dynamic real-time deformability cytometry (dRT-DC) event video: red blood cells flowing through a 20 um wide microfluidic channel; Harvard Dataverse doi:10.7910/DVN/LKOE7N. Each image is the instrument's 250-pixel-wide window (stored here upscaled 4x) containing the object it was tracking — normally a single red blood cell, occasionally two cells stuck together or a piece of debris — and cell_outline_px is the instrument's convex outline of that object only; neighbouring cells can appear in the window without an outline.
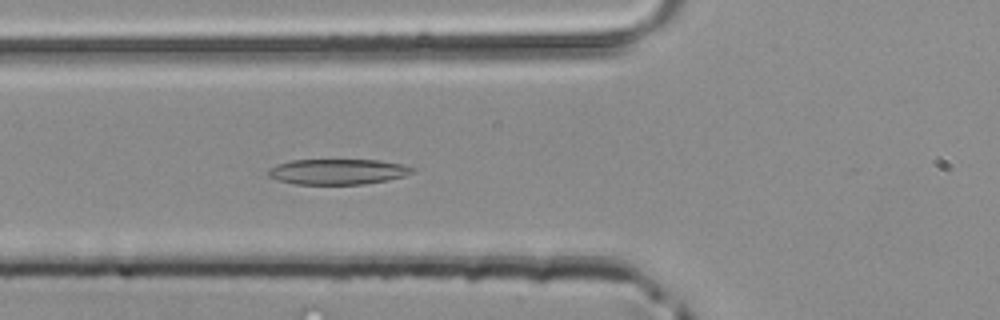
{"species": "common noctule bat (a hibernating species)", "species_latin": "Nyctalus noctula", "temperature_condition": "room temperature", "stored_images_in_passage": 21, "camera_frame_rate_fps": 3000, "um_per_image_px": 0.085, "animal": {"sex": "male", "body_mass_g": 20.4}, "frame": {"image": 1, "passage_image": 12, "time_ms": 3.667, "image_size_px": [1000, 320], "cell_outline_px": [[416, 172], [404, 176], [388, 180], [364, 184], [296, 184], [280, 180], [268, 176], [268, 168], [276, 164], [292, 160], [376, 160], [404, 164], [416, 168]], "centroid_in_image_um": [28.75, 14.59], "position_along_channel_um": 97.0, "area_um2": 21.5}}
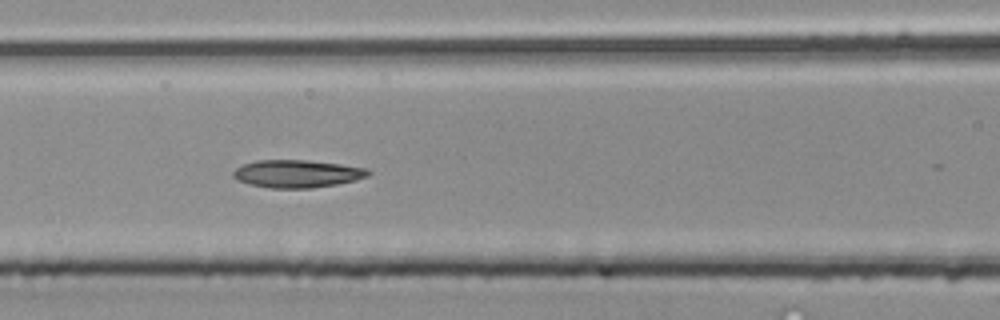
{"frame": {"image": 2, "passage_image": 15, "time_ms": 4.667, "image_size_px": [1000, 320], "cell_outline_px": [[372, 172], [368, 176], [356, 180], [336, 184], [312, 188], [268, 188], [236, 180], [232, 176], [232, 172], [236, 168], [244, 164], [256, 160], [308, 160], [340, 164], [368, 168]], "centroid_in_image_um": [25.27, 14.76], "position_along_channel_um": 141.3, "area_um2": 21.85}}
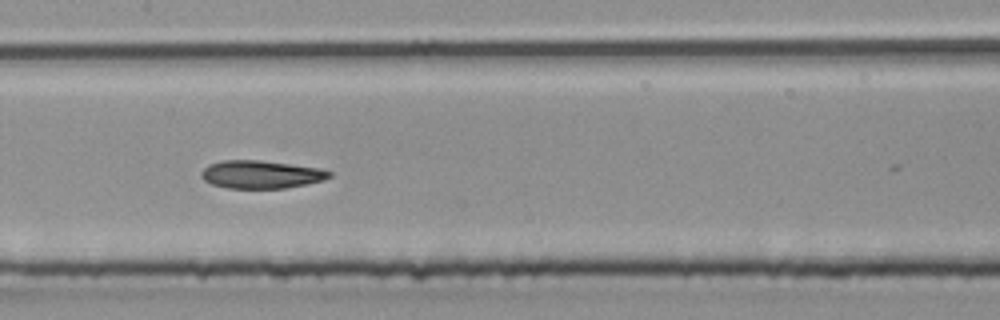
{"frame": {"image": 3, "passage_image": 18, "time_ms": 5.667, "image_size_px": [1000, 320], "cell_outline_px": [[332, 176], [324, 180], [308, 184], [284, 188], [228, 188], [212, 184], [204, 180], [200, 176], [200, 172], [208, 164], [224, 160], [260, 160], [320, 168], [332, 172]], "centroid_in_image_um": [22.19, 14.82], "position_along_channel_um": 185.2, "area_um2": 20.92}}